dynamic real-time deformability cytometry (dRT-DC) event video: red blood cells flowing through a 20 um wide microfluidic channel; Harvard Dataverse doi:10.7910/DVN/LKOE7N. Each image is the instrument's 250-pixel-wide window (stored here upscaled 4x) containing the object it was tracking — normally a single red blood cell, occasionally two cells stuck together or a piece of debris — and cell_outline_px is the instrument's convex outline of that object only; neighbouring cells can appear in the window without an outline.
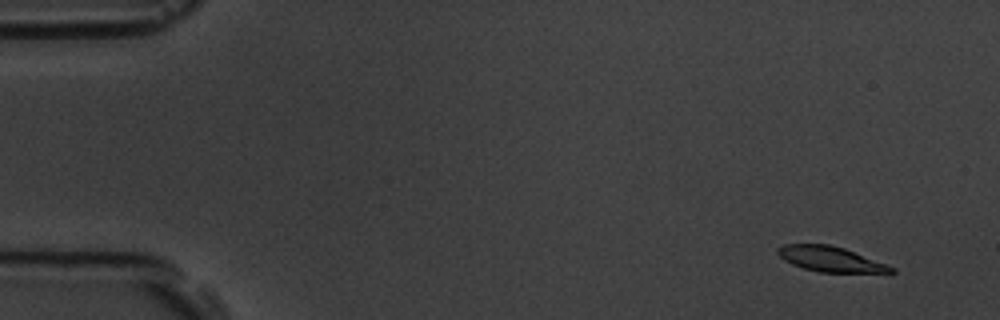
{"species": "common noctule bat (a hibernating species)", "species_latin": "Nyctalus noctula", "temperature_condition": "room temperature", "stored_images_in_passage": 7, "camera_frame_rate_fps": 3000, "um_per_image_px": 0.085, "animal": {"sex": "male", "body_mass_g": 19.5, "forearm_length_mm": 54.6}, "frame": {"image": 1, "passage_image": 2, "time_ms": 1.0, "image_size_px": [1000, 320], "cell_outline_px": [[896, 272], [820, 272], [804, 268], [792, 264], [784, 260], [776, 252], [776, 248], [784, 244], [828, 244], [844, 248], [896, 268]], "centroid_in_image_um": [70.55, 22.01], "position_along_channel_um": 14.5, "area_um2": 16.42}}
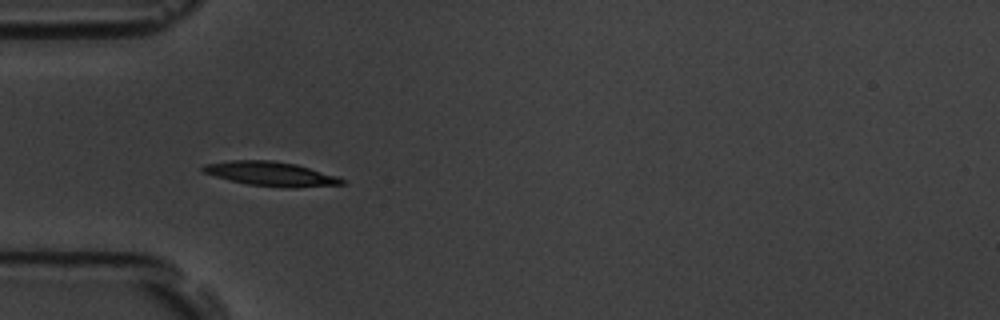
{"frame": {"image": 2, "passage_image": 6, "time_ms": 5.667, "image_size_px": [1000, 320], "cell_outline_px": [[344, 184], [296, 188], [284, 188], [248, 184], [216, 176], [204, 172], [200, 168], [204, 164], [228, 160], [272, 160], [296, 164], [336, 176], [344, 180]], "centroid_in_image_um": [23.02, 14.77], "position_along_channel_um": 62.0, "area_um2": 19.54}}
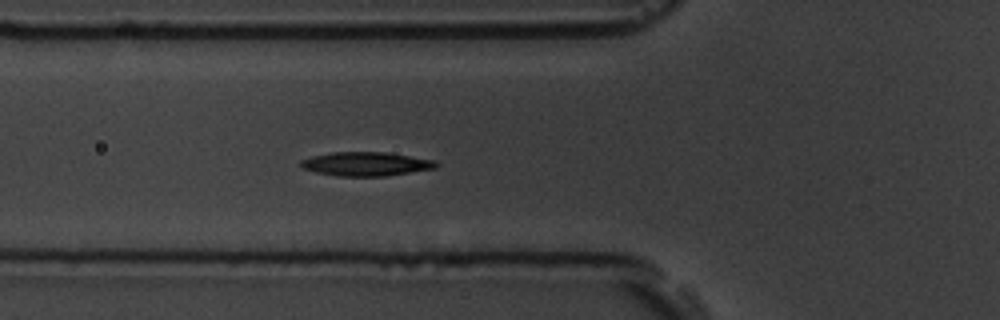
{"frame": {"image": 3, "passage_image": 7, "time_ms": 6.667, "image_size_px": [1000, 320], "cell_outline_px": [[440, 164], [436, 168], [384, 176], [336, 176], [316, 172], [304, 168], [300, 164], [300, 160], [312, 156], [332, 152], [388, 152], [436, 160]], "centroid_in_image_um": [31.14, 13.93], "position_along_channel_um": 94.7, "area_um2": 18.9}}